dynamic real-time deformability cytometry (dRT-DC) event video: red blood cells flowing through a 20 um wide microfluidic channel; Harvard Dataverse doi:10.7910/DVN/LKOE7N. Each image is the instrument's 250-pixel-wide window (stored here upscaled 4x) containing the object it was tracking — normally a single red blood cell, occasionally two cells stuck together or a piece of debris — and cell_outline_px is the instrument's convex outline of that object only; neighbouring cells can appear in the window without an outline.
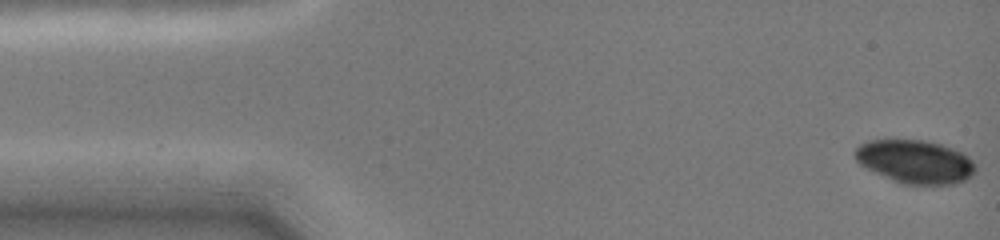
{"species": "common noctule bat (a hibernating species)", "species_latin": "Nyctalus noctula", "temperature_condition": "cold", "stored_images_in_passage": 13, "camera_frame_rate_fps": 3000, "um_per_image_px": 0.085, "animal": {"sex": "female", "body_mass_g": 19.0, "forearm_length_mm": 51.5}, "frame": {"image": 1, "passage_image": 1, "time_ms": 0.0, "image_size_px": [1000, 240], "cell_outline_px": [[976, 172], [972, 176], [956, 184], [900, 184], [860, 164], [856, 160], [852, 152], [860, 144], [868, 140], [924, 140], [940, 144], [964, 152], [976, 164]], "centroid_in_image_um": [77.81, 13.74], "position_along_channel_um": 7.2, "area_um2": 30.58}}